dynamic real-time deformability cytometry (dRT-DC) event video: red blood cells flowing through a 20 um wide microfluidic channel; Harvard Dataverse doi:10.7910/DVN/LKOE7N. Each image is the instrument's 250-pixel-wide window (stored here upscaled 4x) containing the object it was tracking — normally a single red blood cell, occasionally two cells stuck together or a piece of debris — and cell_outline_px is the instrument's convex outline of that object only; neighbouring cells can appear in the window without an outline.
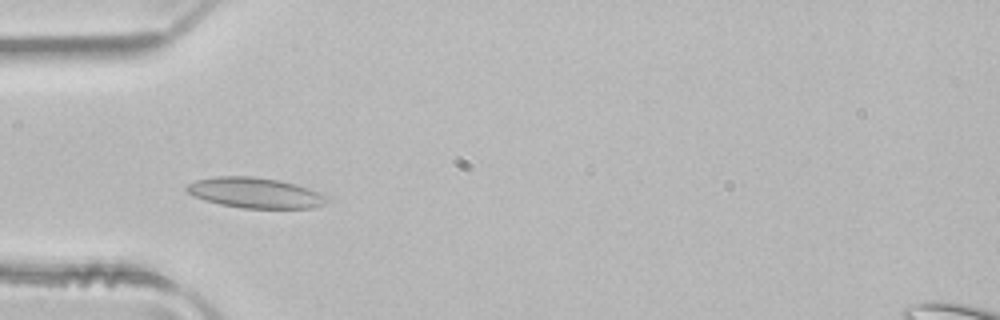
{"species": "common noctule bat (a hibernating species)", "species_latin": "Nyctalus noctula", "temperature_condition": "room temperature", "stored_images_in_passage": 3, "camera_frame_rate_fps": 3000, "um_per_image_px": 0.085, "animal": {"sex": "male", "body_mass_g": 21.5, "forearm_length_mm": 52.0}, "frame": {"image": 1, "passage_image": 3, "time_ms": 0.667, "image_size_px": [1000, 320], "cell_outline_px": [[328, 204], [312, 208], [244, 208], [220, 204], [204, 200], [188, 192], [184, 188], [188, 184], [196, 180], [216, 176], [252, 176], [276, 180], [296, 184], [308, 188], [324, 196], [328, 200]], "centroid_in_image_um": [21.68, 16.39], "position_along_channel_um": 63.3, "area_um2": 24.62}}